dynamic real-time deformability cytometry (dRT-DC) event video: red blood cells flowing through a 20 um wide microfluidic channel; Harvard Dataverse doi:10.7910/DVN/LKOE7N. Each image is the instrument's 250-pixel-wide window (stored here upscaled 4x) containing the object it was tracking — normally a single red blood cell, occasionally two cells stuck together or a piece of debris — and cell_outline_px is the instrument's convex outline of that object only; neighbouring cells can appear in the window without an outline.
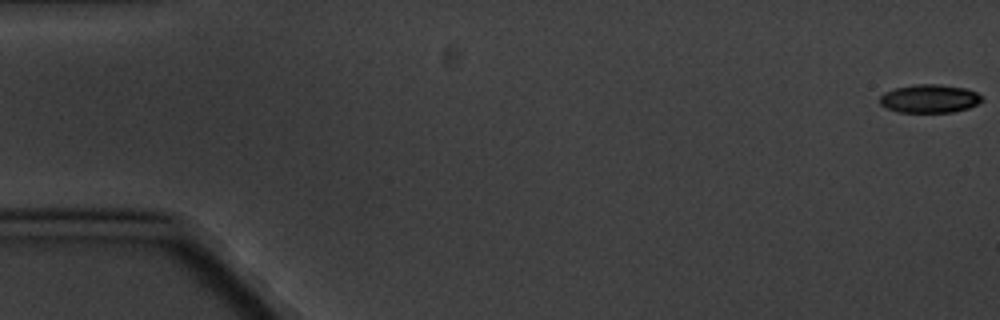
{"species": "common noctule bat (a hibernating species)", "species_latin": "Nyctalus noctula", "temperature_condition": "cold", "stored_images_in_passage": 6, "camera_frame_rate_fps": 3000, "um_per_image_px": 0.085, "animal": {"sex": "male", "body_mass_g": 20.1, "forearm_length_mm": 53.5}, "frame": {"image": 1, "passage_image": 1, "time_ms": 0.0, "image_size_px": [1000, 320], "cell_outline_px": [[984, 100], [968, 108], [952, 112], [900, 112], [888, 108], [880, 104], [880, 96], [884, 92], [896, 88], [916, 84], [936, 84], [964, 88], [976, 92]], "centroid_in_image_um": [79.0, 8.38], "position_along_channel_um": 6.0, "area_um2": 16.65}}
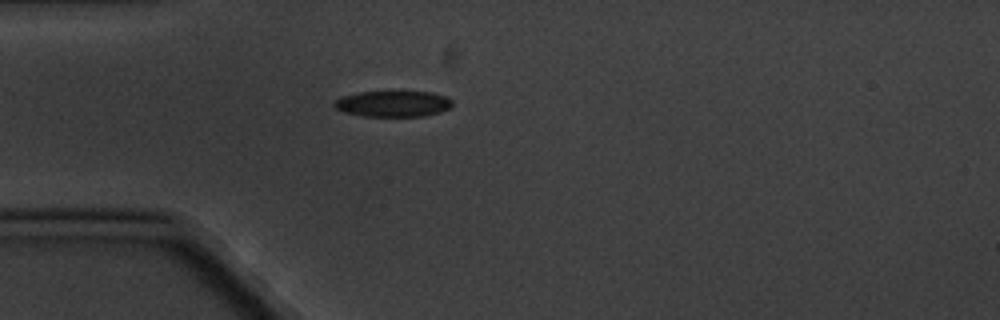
{"frame": {"image": 2, "passage_image": 5, "time_ms": 5.333, "image_size_px": [1000, 320], "cell_outline_px": [[452, 104], [448, 108], [440, 112], [424, 116], [364, 116], [344, 112], [336, 108], [332, 104], [340, 96], [360, 92], [432, 92], [444, 96], [452, 100]], "centroid_in_image_um": [33.38, 8.82], "position_along_channel_um": 51.6, "area_um2": 17.74}}